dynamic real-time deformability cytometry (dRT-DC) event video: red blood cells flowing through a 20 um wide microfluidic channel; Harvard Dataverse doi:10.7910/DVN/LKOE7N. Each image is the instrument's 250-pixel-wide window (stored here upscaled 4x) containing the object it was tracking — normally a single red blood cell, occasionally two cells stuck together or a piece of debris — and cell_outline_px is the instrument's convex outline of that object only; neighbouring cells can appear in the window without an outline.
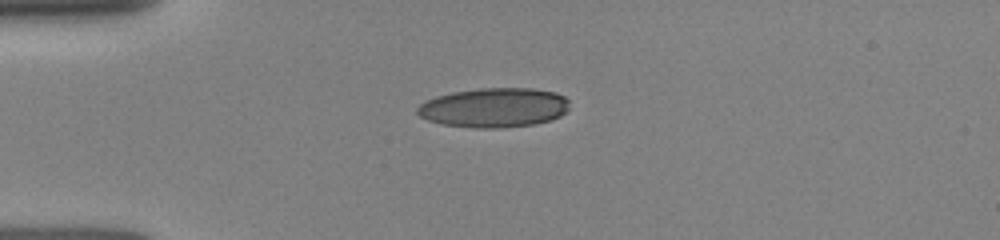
{"species": "human", "species_latin": "Homo sapiens", "temperature_condition": "room temperature", "stored_images_in_passage": 19, "camera_frame_rate_fps": 3000, "um_per_image_px": 0.085, "donor": {"sex": "female"}, "frame": {"image": 1, "passage_image": 1, "time_ms": 0.0, "image_size_px": [1000, 240], "cell_outline_px": [[568, 108], [560, 116], [552, 120], [532, 124], [500, 128], [472, 128], [440, 124], [428, 120], [420, 116], [416, 112], [416, 108], [420, 104], [436, 96], [452, 92], [480, 88], [532, 88], [556, 92], [564, 96], [568, 100]], "centroid_in_image_um": [41.98, 9.15], "position_along_channel_um": 43.0, "area_um2": 35.14}}
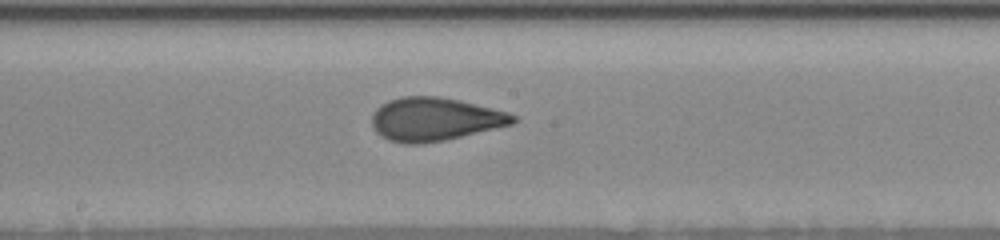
{"frame": {"image": 2, "passage_image": 8, "time_ms": 4.667, "image_size_px": [1000, 240], "cell_outline_px": [[516, 120], [512, 124], [444, 140], [420, 144], [408, 144], [388, 140], [380, 136], [376, 132], [372, 124], [372, 116], [376, 108], [388, 100], [404, 96], [440, 96], [460, 100], [508, 112], [516, 116]], "centroid_in_image_um": [36.92, 10.12], "position_along_channel_um": 211.3, "area_um2": 35.49}}
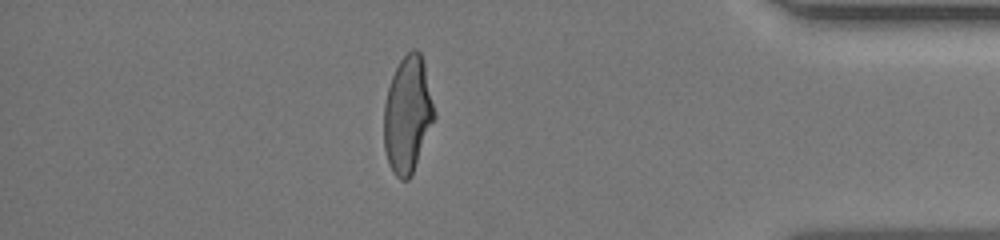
{"frame": {"image": 3, "passage_image": 16, "time_ms": 10.0, "image_size_px": [1000, 240], "cell_outline_px": [[436, 116], [412, 172], [408, 180], [400, 180], [392, 172], [388, 164], [384, 148], [384, 104], [388, 88], [392, 76], [400, 60], [412, 48], [416, 48], [420, 52], [424, 64]], "centroid_in_image_um": [34.63, 9.74], "position_along_channel_um": 400.6, "area_um2": 33.93}}